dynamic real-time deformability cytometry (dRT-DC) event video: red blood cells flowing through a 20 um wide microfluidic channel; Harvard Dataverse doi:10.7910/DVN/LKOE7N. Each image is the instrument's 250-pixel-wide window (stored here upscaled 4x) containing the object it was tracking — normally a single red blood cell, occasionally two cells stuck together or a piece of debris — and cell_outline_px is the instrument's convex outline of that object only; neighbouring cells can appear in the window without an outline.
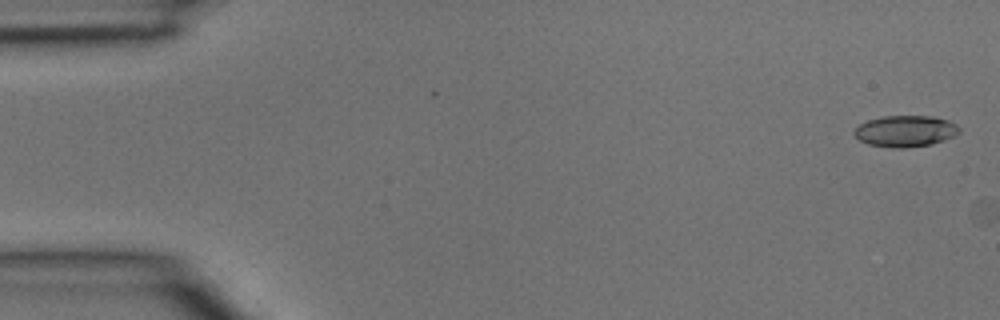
{"species": "common noctule bat (a hibernating species)", "species_latin": "Nyctalus noctula", "temperature_condition": "room temperature", "stored_images_in_passage": 6, "camera_frame_rate_fps": 3000, "um_per_image_px": 0.085, "animal": {"sex": "male", "body_mass_g": 15.6}, "frame": {"image": 1, "passage_image": 1, "time_ms": 0.0, "image_size_px": [1000, 320], "cell_outline_px": [[960, 132], [944, 140], [932, 144], [904, 148], [892, 148], [868, 144], [860, 140], [852, 132], [860, 124], [868, 120], [884, 116], [932, 116], [948, 120], [956, 124], [960, 128]], "centroid_in_image_um": [76.96, 11.15], "position_along_channel_um": 8.0, "area_um2": 19.13}}